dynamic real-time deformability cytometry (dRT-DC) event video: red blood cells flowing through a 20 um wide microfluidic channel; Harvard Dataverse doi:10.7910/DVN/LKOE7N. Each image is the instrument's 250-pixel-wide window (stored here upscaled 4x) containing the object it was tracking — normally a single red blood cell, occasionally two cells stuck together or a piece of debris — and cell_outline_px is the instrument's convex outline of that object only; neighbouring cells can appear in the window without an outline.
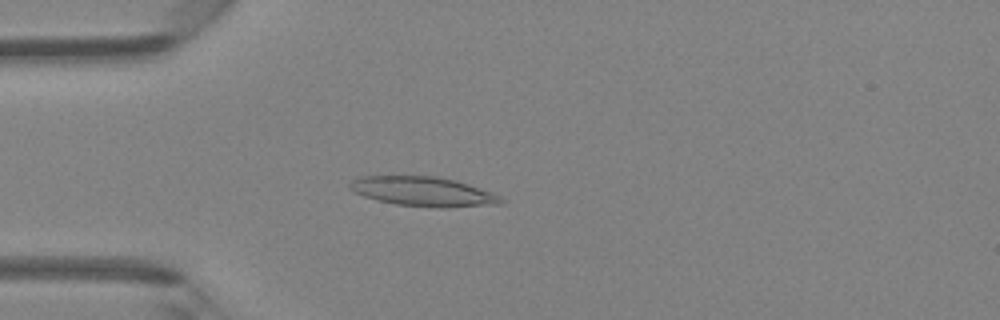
{"species": "Egyptian fruit bat (a non-hibernating species)", "species_latin": "Rousettus aegyptiacus", "temperature_condition": "room temperature", "stored_images_in_passage": 47, "camera_frame_rate_fps": 3000, "um_per_image_px": 0.085, "animal": {"sex": "female"}, "frame": {"image": 1, "passage_image": 13, "time_ms": 4.0, "image_size_px": [1000, 320], "cell_outline_px": [[504, 204], [448, 208], [440, 208], [396, 204], [376, 200], [364, 196], [348, 188], [348, 184], [352, 180], [360, 176], [436, 176], [456, 180], [492, 192], [500, 196], [504, 200]], "centroid_in_image_um": [36.0, 16.29], "position_along_channel_um": 49.0, "area_um2": 26.18}}
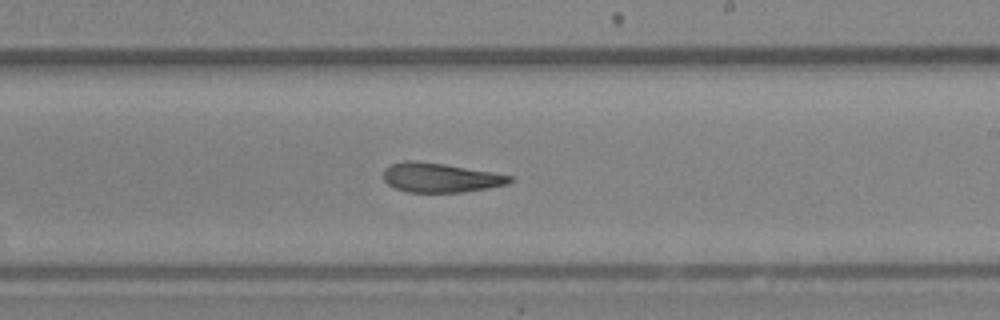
{"frame": {"image": 2, "passage_image": 28, "time_ms": 9.0, "image_size_px": [1000, 320], "cell_outline_px": [[512, 180], [508, 184], [488, 188], [460, 192], [408, 192], [396, 188], [388, 184], [384, 180], [384, 168], [388, 164], [404, 160], [416, 160], [444, 164], [492, 172], [512, 176]], "centroid_in_image_um": [37.38, 15.08], "position_along_channel_um": 251.6, "area_um2": 21.62}}
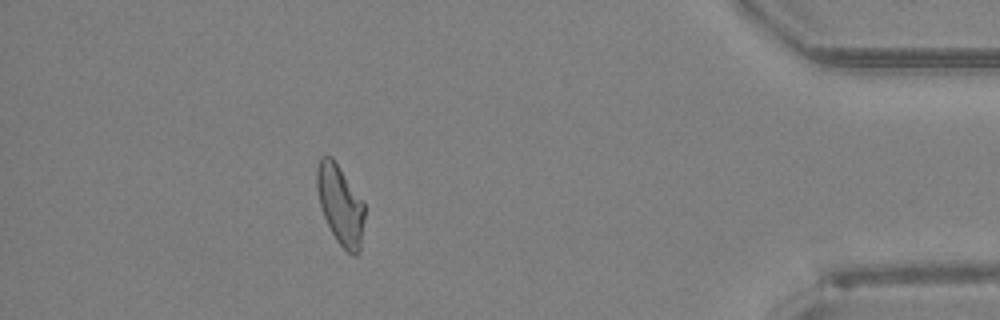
{"frame": {"image": 3, "passage_image": 42, "time_ms": 13.667, "image_size_px": [1000, 320], "cell_outline_px": [[364, 220], [360, 252], [356, 256], [352, 256], [336, 240], [320, 208], [316, 188], [316, 168], [320, 156], [332, 156], [364, 204]], "centroid_in_image_um": [28.9, 17.41], "position_along_channel_um": 406.3, "area_um2": 22.02}, "authors_computed_cell_mechanics": {"area_um2": 22.9466, "velocity_mm_per_s": 4.3286, "shape_relaxation_time_tau1_ms": 6.6505, "shape_relaxation_time_tau2_ms": 3.2034, "deformation_change_tau1": 0.2239, "deformation_change_tau2": 0.1377}}